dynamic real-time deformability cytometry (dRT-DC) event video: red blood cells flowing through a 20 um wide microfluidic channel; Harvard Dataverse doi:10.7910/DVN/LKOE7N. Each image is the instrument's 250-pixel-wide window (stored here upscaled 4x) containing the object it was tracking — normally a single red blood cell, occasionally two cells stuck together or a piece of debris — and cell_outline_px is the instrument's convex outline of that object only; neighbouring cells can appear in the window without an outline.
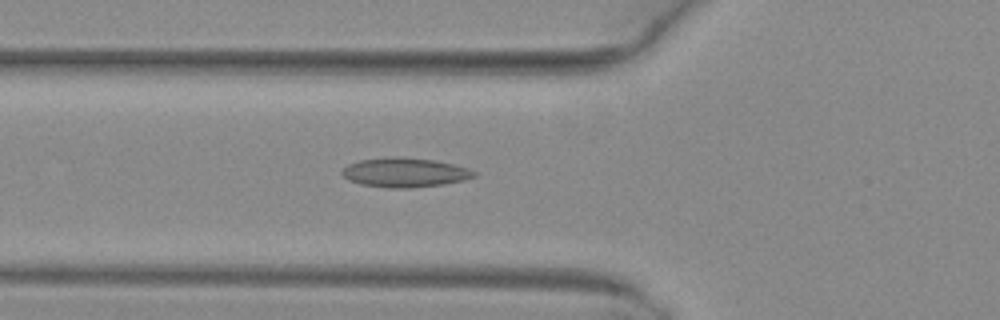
{"species": "common noctule bat (a hibernating species)", "species_latin": "Nyctalus noctula", "temperature_condition": "warm", "stored_images_in_passage": 39, "camera_frame_rate_fps": 3000, "um_per_image_px": 0.085, "animal": {"sex": "female", "body_mass_g": 29.2, "forearm_length_mm": 56.3}, "frame": {"image": 1, "passage_image": 7, "time_ms": 2.0, "image_size_px": [1000, 320], "cell_outline_px": [[476, 176], [464, 180], [444, 184], [412, 188], [388, 188], [360, 184], [348, 180], [340, 172], [348, 164], [360, 160], [388, 156], [400, 156], [436, 160], [468, 168], [476, 172]], "centroid_in_image_um": [34.4, 14.65], "position_along_channel_um": 91.4, "area_um2": 22.83}}
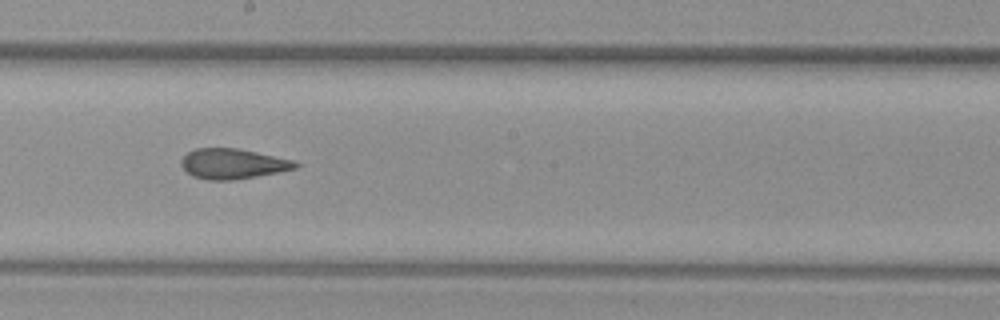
{"frame": {"image": 2, "passage_image": 17, "time_ms": 5.333, "image_size_px": [1000, 320], "cell_outline_px": [[300, 164], [296, 168], [256, 176], [232, 180], [208, 180], [192, 176], [180, 164], [180, 160], [188, 152], [196, 148], [236, 148], [256, 152], [292, 160]], "centroid_in_image_um": [19.75, 13.92], "position_along_channel_um": 228.5, "area_um2": 19.83}}
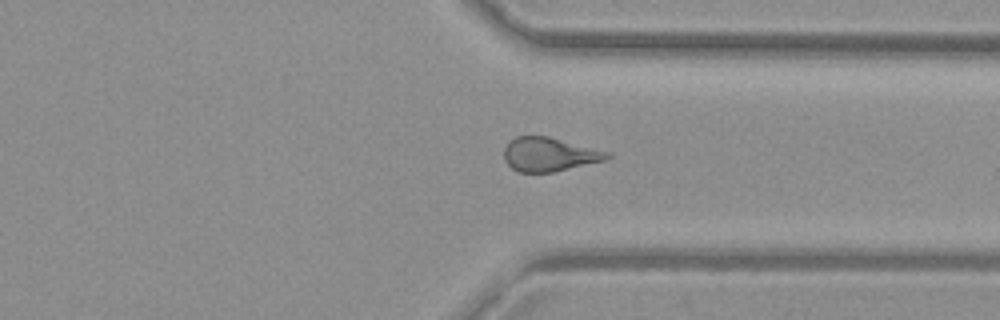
{"frame": {"image": 3, "passage_image": 27, "time_ms": 8.667, "image_size_px": [1000, 320], "cell_outline_px": [[612, 156], [604, 160], [552, 172], [520, 172], [512, 168], [504, 160], [504, 148], [508, 140], [516, 136], [548, 136], [608, 152]], "centroid_in_image_um": [46.63, 13.11], "position_along_channel_um": 364.8, "area_um2": 20.11}, "authors_computed_cell_mechanics": {"area_um2": 21.097, "velocity_mm_per_s": 4.0988, "shape_relaxation_time_tau1_ms": null, "shape_relaxation_time_tau2_ms": 2.2816, "deformation_change_tau1": null, "deformation_change_tau2": 0.11}}